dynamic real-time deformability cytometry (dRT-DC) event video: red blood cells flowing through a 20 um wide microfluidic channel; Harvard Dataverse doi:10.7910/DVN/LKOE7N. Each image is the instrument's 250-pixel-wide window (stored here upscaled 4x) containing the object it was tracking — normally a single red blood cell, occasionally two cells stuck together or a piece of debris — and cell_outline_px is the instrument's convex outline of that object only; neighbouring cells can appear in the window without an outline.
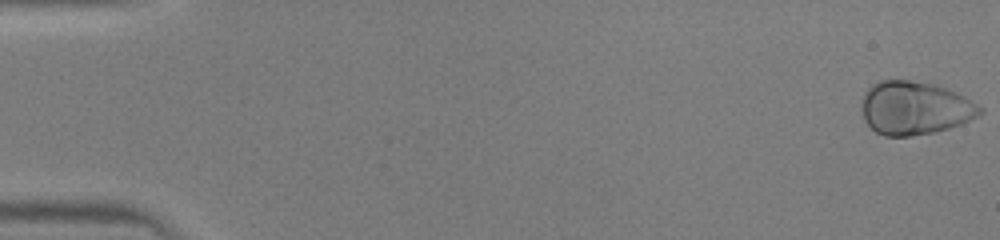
{"species": "human", "species_latin": "Homo sapiens", "temperature_condition": "warm", "stored_images_in_passage": 46, "camera_frame_rate_fps": 3000, "um_per_image_px": 0.085, "donor": {"sex": "male"}, "frame": {"image": 1, "passage_image": 1, "time_ms": 0.0, "image_size_px": [1000, 240], "cell_outline_px": [[984, 112], [960, 124], [948, 128], [932, 132], [908, 136], [884, 136], [876, 132], [864, 120], [860, 108], [860, 100], [864, 92], [872, 84], [880, 80], [908, 80], [936, 84], [956, 92], [964, 96], [984, 108]], "centroid_in_image_um": [77.71, 9.17], "position_along_channel_um": 7.3, "area_um2": 36.93}}
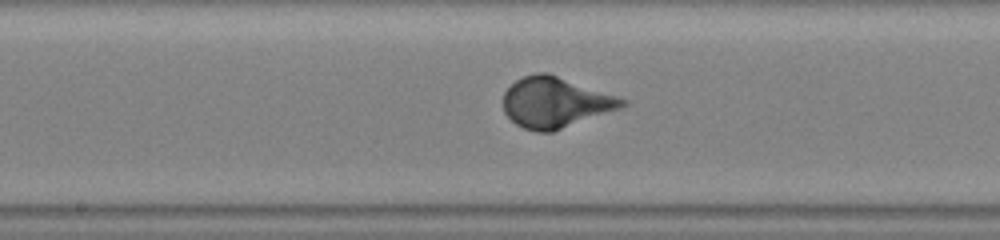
{"frame": {"image": 2, "passage_image": 25, "time_ms": 8.0, "image_size_px": [1000, 240], "cell_outline_px": [[628, 104], [624, 108], [552, 132], [536, 132], [524, 128], [516, 124], [504, 112], [504, 92], [516, 80], [524, 76], [536, 72], [548, 72], [628, 100]], "centroid_in_image_um": [47.24, 8.71], "position_along_channel_um": 201.0, "area_um2": 35.2}}
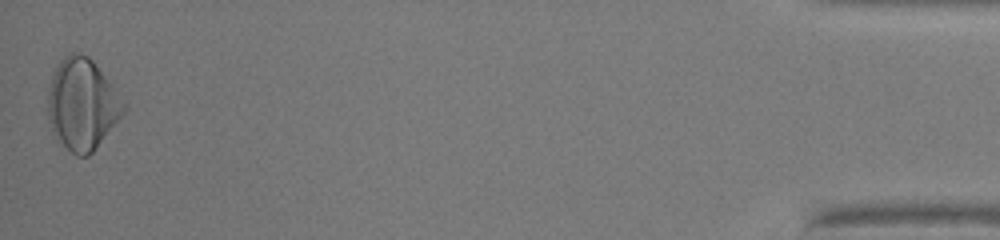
{"frame": {"image": 3, "passage_image": 46, "time_ms": 15.0, "image_size_px": [1000, 240], "cell_outline_px": [[128, 108], [92, 152], [88, 156], [76, 156], [52, 132], [48, 120], [48, 92], [52, 76], [60, 60], [64, 56], [72, 52], [80, 52], [88, 56], [92, 60], [128, 104]], "centroid_in_image_um": [7.0, 8.84], "position_along_channel_um": 428.2, "area_um2": 40.11}}